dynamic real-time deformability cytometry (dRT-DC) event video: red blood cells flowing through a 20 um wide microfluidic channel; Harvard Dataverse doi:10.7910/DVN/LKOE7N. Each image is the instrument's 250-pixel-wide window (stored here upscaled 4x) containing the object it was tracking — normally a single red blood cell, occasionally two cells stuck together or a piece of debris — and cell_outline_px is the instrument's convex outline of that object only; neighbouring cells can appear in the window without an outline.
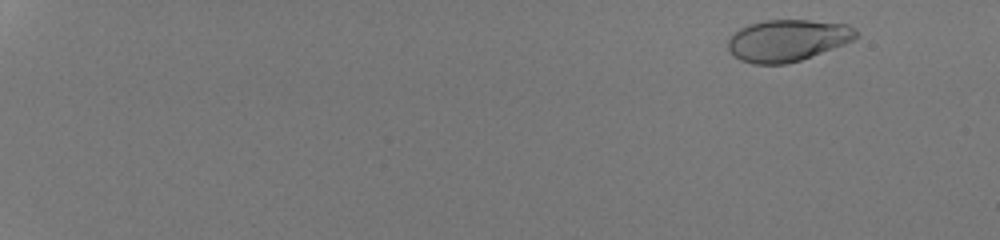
{"species": "human", "species_latin": "Homo sapiens", "temperature_condition": "room temperature", "stored_images_in_passage": 52, "camera_frame_rate_fps": 3000, "um_per_image_px": 0.085, "donor": {"sex": "male"}, "frame": {"image": 1, "passage_image": 5, "time_ms": 1.333, "image_size_px": [1000, 240], "cell_outline_px": [[856, 36], [852, 40], [844, 44], [800, 60], [784, 64], [752, 64], [740, 60], [732, 56], [728, 48], [728, 40], [740, 28], [748, 24], [764, 20], [808, 20], [848, 24], [856, 28]], "centroid_in_image_um": [66.91, 3.43], "position_along_channel_um": 18.1, "area_um2": 31.04}}
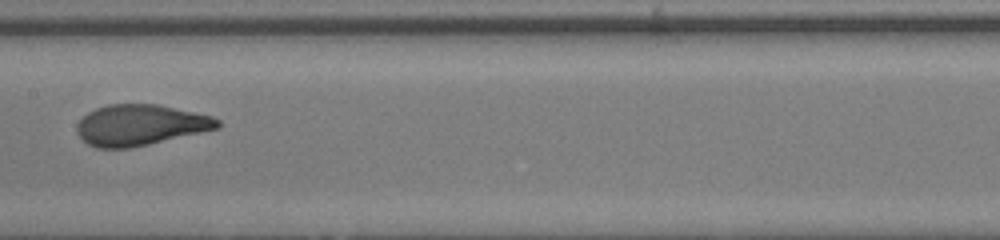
{"frame": {"image": 2, "passage_image": 32, "time_ms": 10.333, "image_size_px": [1000, 240], "cell_outline_px": [[220, 128], [148, 144], [128, 148], [96, 148], [88, 144], [76, 132], [76, 124], [88, 112], [96, 108], [108, 104], [156, 104], [212, 116], [220, 120]], "centroid_in_image_um": [11.91, 10.62], "position_along_channel_um": 195.5, "area_um2": 33.29}}
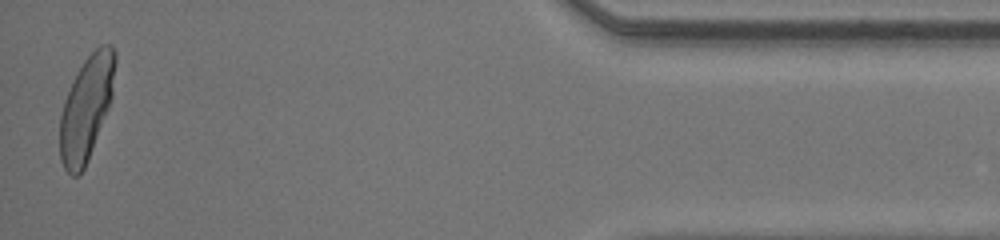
{"frame": {"image": 3, "passage_image": 52, "time_ms": 17.0, "image_size_px": [1000, 240], "cell_outline_px": [[116, 64], [112, 96], [108, 108], [88, 160], [84, 168], [76, 176], [72, 176], [64, 168], [60, 160], [60, 116], [64, 100], [84, 60], [100, 44], [112, 44], [116, 52]], "centroid_in_image_um": [7.35, 9.17], "position_along_channel_um": 427.8, "area_um2": 33.18}, "authors_computed_cell_mechanics": {"area_um2": 32.946, "velocity_mm_per_s": 4.3094, "shape_relaxation_time_tau1_ms": 5.5722, "shape_relaxation_time_tau2_ms": null, "deformation_change_tau1": 0.2523, "deformation_change_tau2": null}}